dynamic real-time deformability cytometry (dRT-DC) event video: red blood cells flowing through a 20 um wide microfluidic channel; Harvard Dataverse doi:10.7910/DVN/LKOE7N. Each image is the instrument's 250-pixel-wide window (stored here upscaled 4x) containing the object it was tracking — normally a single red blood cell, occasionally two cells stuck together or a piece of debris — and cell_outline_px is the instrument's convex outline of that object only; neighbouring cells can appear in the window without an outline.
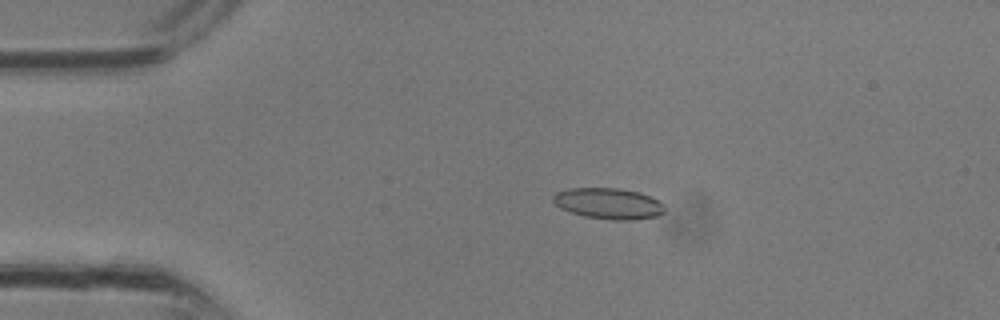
{"species": "common noctule bat (a hibernating species)", "species_latin": "Nyctalus noctula", "temperature_condition": "room temperature", "stored_images_in_passage": 32, "camera_frame_rate_fps": 3000, "um_per_image_px": 0.085, "animal": {"sex": "male", "body_mass_g": 13.3}, "frame": {"image": 1, "passage_image": 7, "time_ms": 2.0, "image_size_px": [1000, 320], "cell_outline_px": [[664, 212], [656, 216], [632, 220], [612, 220], [584, 216], [560, 208], [552, 200], [552, 196], [556, 192], [568, 188], [620, 188], [640, 192], [660, 200], [664, 204]], "centroid_in_image_um": [51.73, 17.29], "position_along_channel_um": 33.3, "area_um2": 20.29}}
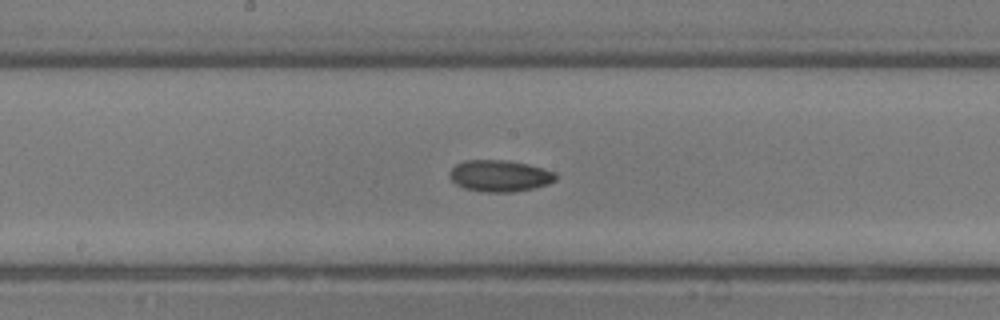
{"frame": {"image": 2, "passage_image": 17, "time_ms": 5.333, "image_size_px": [1000, 320], "cell_outline_px": [[556, 180], [548, 184], [532, 188], [512, 192], [484, 192], [464, 188], [456, 184], [448, 176], [448, 172], [456, 164], [464, 160], [500, 160], [528, 164], [556, 172]], "centroid_in_image_um": [42.45, 14.95], "position_along_channel_um": 205.8, "area_um2": 19.48}}
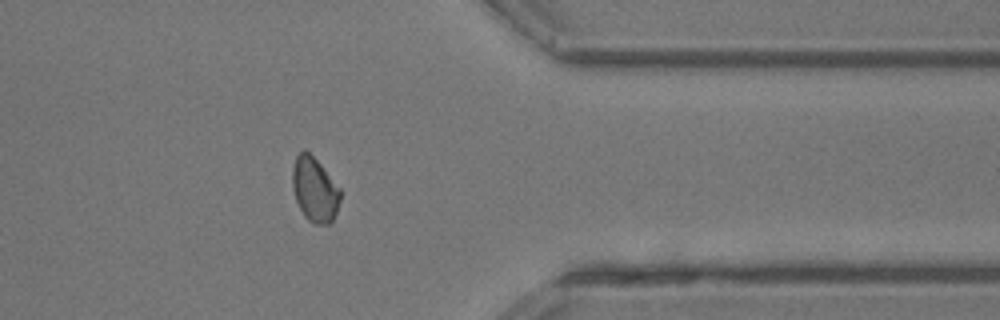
{"frame": {"image": 3, "passage_image": 26, "time_ms": 8.333, "image_size_px": [1000, 320], "cell_outline_px": [[340, 200], [336, 212], [332, 220], [328, 224], [312, 224], [304, 216], [296, 200], [292, 188], [292, 168], [296, 156], [304, 148], [320, 164], [340, 188]], "centroid_in_image_um": [26.73, 16.12], "position_along_channel_um": 384.7, "area_um2": 17.92}}